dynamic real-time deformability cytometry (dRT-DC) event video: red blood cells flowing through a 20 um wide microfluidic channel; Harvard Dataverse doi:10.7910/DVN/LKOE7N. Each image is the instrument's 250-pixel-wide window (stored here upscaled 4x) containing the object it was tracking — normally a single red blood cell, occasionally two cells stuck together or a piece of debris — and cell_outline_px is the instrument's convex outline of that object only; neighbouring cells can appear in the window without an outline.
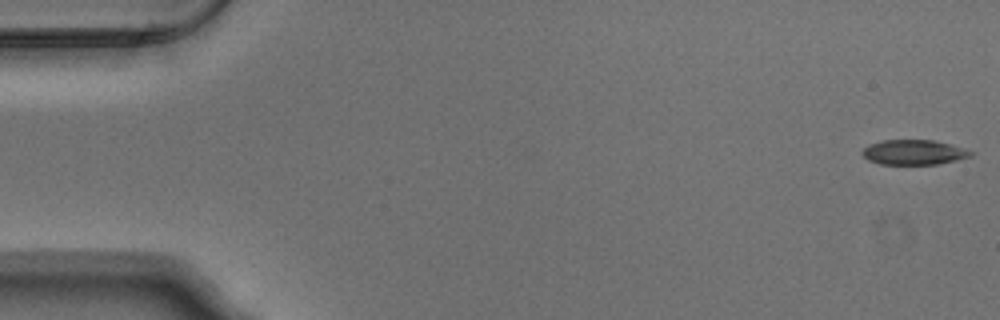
{"species": "Egyptian fruit bat (a non-hibernating species)", "species_latin": "Rousettus aegyptiacus", "temperature_condition": "warm", "stored_images_in_passage": 49, "camera_frame_rate_fps": 3000, "um_per_image_px": 0.085, "animal": {"sex": "male"}, "frame": {"image": 1, "passage_image": 1, "time_ms": 0.0, "image_size_px": [1000, 320], "cell_outline_px": [[972, 156], [940, 164], [880, 164], [868, 160], [860, 152], [868, 144], [880, 140], [936, 140], [952, 144], [964, 148], [972, 152]], "centroid_in_image_um": [77.66, 12.93], "position_along_channel_um": 7.3, "area_um2": 15.9}}
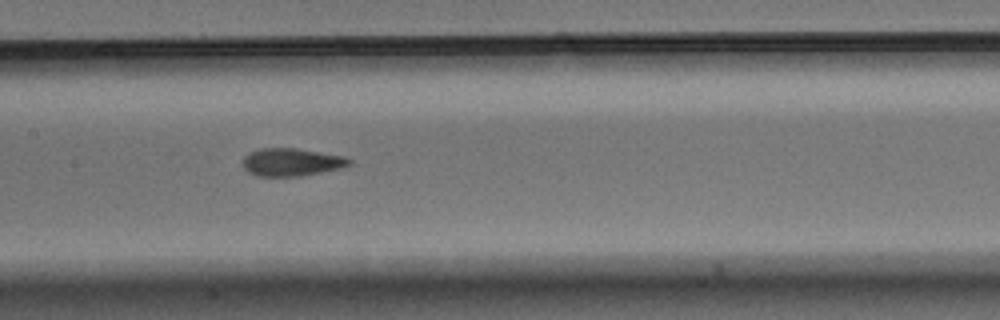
{"frame": {"image": 2, "passage_image": 26, "time_ms": 8.333, "image_size_px": [1000, 320], "cell_outline_px": [[352, 164], [340, 168], [300, 176], [256, 176], [248, 172], [244, 168], [244, 156], [260, 148], [292, 148], [344, 156], [352, 160]], "centroid_in_image_um": [24.78, 13.79], "position_along_channel_um": 182.6, "area_um2": 16.99}}
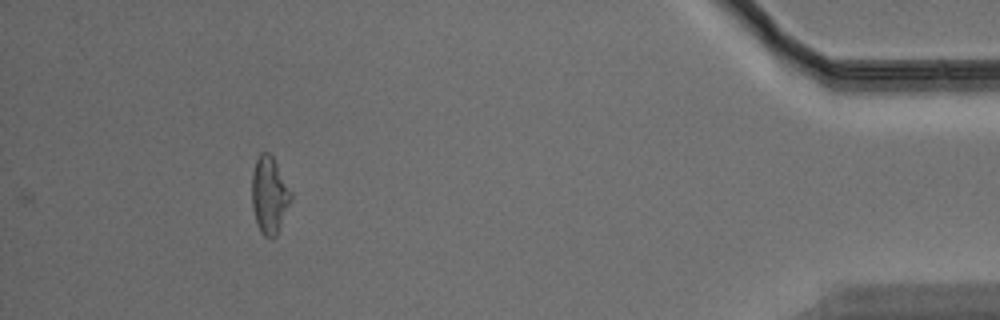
{"frame": {"image": 3, "passage_image": 49, "time_ms": 16.0, "image_size_px": [1000, 320], "cell_outline_px": [[292, 196], [276, 236], [264, 236], [260, 232], [256, 224], [252, 208], [252, 172], [256, 160], [260, 152], [268, 152], [272, 156], [292, 192]], "centroid_in_image_um": [22.87, 16.57], "position_along_channel_um": 412.3, "area_um2": 17.34}, "authors_computed_cell_mechanics": {"area_um2": 16.8776, "velocity_mm_per_s": 3.784, "shape_relaxation_time_tau1_ms": 7.9664, "shape_relaxation_time_tau2_ms": 1.6035, "deformation_change_tau1": 0.1962, "deformation_change_tau2": 0.0669}}